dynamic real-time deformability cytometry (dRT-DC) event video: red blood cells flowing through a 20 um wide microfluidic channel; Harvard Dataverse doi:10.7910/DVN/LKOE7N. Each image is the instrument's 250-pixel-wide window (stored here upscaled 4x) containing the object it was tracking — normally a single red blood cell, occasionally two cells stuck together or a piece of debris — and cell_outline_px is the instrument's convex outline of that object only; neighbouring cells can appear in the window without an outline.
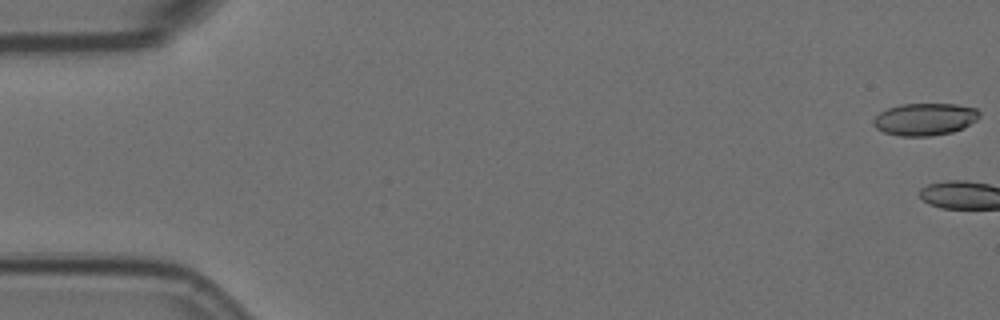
{"species": "Egyptian fruit bat (a non-hibernating species)", "species_latin": "Rousettus aegyptiacus", "temperature_condition": "room temperature", "stored_images_in_passage": 6, "camera_frame_rate_fps": 3000, "um_per_image_px": 0.085, "animal": {"sex": "female"}, "frame": {"image": 1, "passage_image": 1, "time_ms": 0.0, "image_size_px": [1000, 320], "cell_outline_px": [[980, 116], [976, 120], [964, 128], [952, 132], [928, 136], [900, 136], [884, 132], [876, 128], [872, 124], [872, 120], [880, 112], [888, 108], [900, 104], [956, 104], [976, 108], [980, 112]], "centroid_in_image_um": [78.61, 10.13], "position_along_channel_um": 6.4, "area_um2": 20.0}}